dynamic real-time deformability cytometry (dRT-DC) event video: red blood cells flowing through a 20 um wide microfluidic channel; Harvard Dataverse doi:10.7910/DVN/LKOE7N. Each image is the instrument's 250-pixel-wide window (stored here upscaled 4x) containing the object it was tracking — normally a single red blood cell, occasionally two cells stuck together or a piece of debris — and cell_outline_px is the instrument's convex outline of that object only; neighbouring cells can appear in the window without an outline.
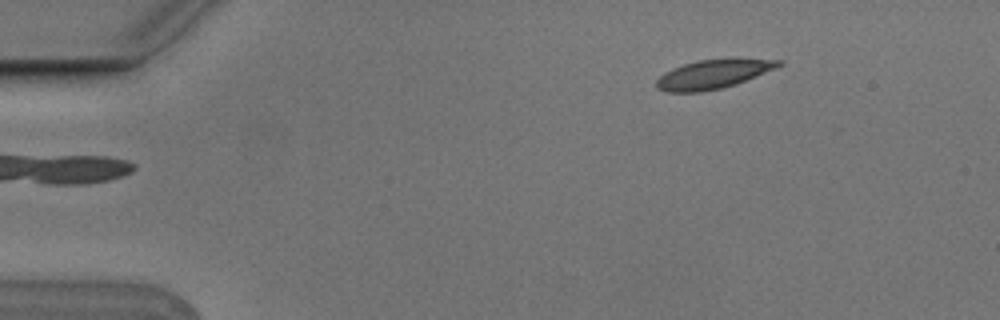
{"species": "Egyptian fruit bat (a non-hibernating species)", "species_latin": "Rousettus aegyptiacus", "temperature_condition": "cold", "stored_images_in_passage": 3, "camera_frame_rate_fps": 3000, "um_per_image_px": 0.085, "animal": {"sex": "male"}, "frame": {"image": 1, "passage_image": 1, "time_ms": 0.0, "image_size_px": [1000, 320], "cell_outline_px": [[784, 64], [776, 68], [736, 84], [720, 88], [700, 92], [664, 92], [656, 88], [656, 80], [664, 72], [672, 68], [696, 60], [784, 60]], "centroid_in_image_um": [60.54, 6.33], "position_along_channel_um": 24.5, "area_um2": 20.17}}